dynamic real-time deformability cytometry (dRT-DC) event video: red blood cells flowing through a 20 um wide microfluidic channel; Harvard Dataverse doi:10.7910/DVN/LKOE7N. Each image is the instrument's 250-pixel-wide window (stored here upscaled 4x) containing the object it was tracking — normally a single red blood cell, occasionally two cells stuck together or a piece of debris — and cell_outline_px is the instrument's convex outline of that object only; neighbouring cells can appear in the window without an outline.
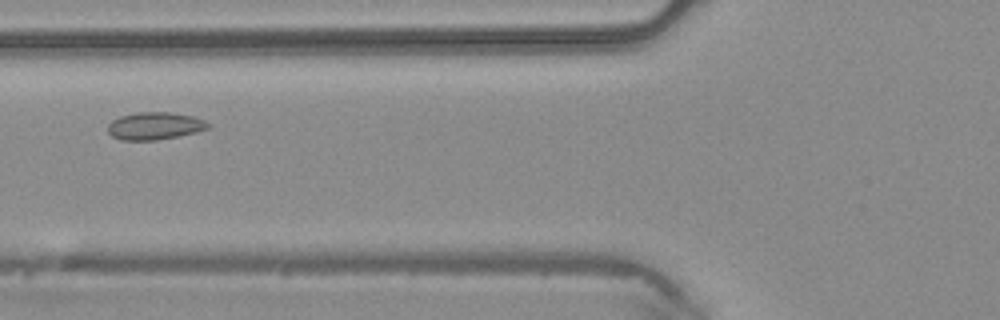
{"species": "common noctule bat (a hibernating species)", "species_latin": "Nyctalus noctula", "temperature_condition": "warm", "stored_images_in_passage": 40, "camera_frame_rate_fps": 3000, "um_per_image_px": 0.085, "animal": {"sex": "male", "body_mass_g": 20.4}, "frame": {"image": 1, "passage_image": 11, "time_ms": 3.333, "image_size_px": [1000, 320], "cell_outline_px": [[212, 124], [208, 128], [196, 132], [156, 140], [120, 140], [112, 136], [108, 132], [108, 124], [112, 120], [120, 116], [136, 112], [172, 112], [192, 116], [204, 120]], "centroid_in_image_um": [13.14, 10.69], "position_along_channel_um": 112.7, "area_um2": 16.07}}
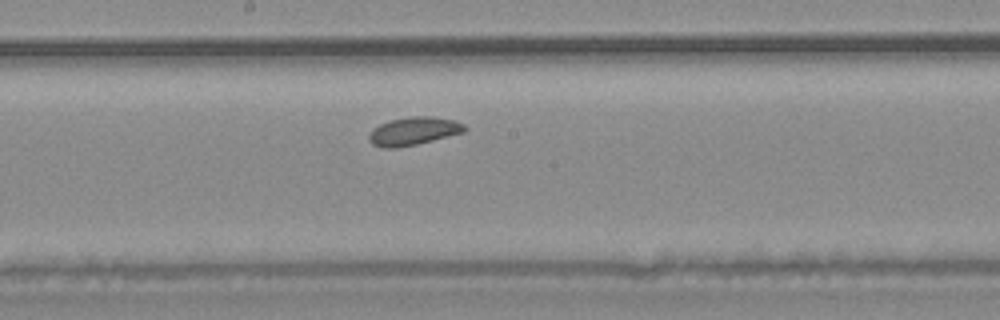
{"frame": {"image": 2, "passage_image": 18, "time_ms": 5.667, "image_size_px": [1000, 320], "cell_outline_px": [[468, 128], [464, 132], [416, 144], [396, 148], [384, 148], [372, 144], [368, 140], [368, 136], [372, 128], [380, 124], [392, 120], [412, 116], [428, 116], [456, 120], [464, 124]], "centroid_in_image_um": [35.14, 11.14], "position_along_channel_um": 213.1, "area_um2": 15.61}}
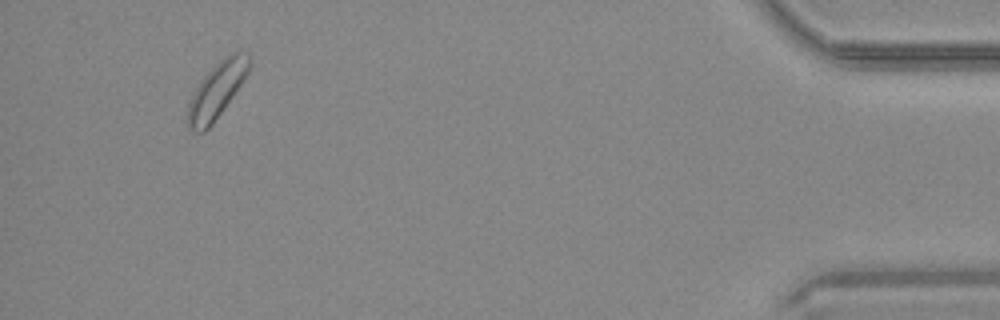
{"frame": {"image": 3, "passage_image": 37, "time_ms": 12.0, "image_size_px": [1000, 320], "cell_outline_px": [[252, 64], [248, 72], [232, 96], [212, 124], [204, 132], [196, 132], [188, 128], [184, 120], [188, 104], [200, 80], [224, 56], [232, 52], [248, 52], [252, 56]], "centroid_in_image_um": [18.41, 7.68], "position_along_channel_um": 416.8, "area_um2": 20.0}}